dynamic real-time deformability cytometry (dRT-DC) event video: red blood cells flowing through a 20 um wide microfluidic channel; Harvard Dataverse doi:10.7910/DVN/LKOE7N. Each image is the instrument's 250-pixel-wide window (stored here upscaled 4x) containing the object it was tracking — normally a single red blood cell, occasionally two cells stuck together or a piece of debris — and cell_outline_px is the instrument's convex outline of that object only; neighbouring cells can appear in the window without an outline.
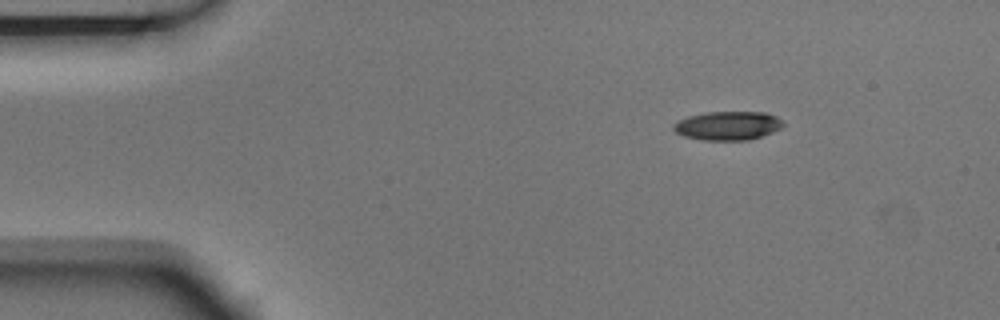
{"species": "Egyptian fruit bat (a non-hibernating species)", "species_latin": "Rousettus aegyptiacus", "temperature_condition": "room temperature", "stored_images_in_passage": 3, "camera_frame_rate_fps": 3000, "um_per_image_px": 0.085, "animal": {"sex": "male"}, "frame": {"image": 1, "passage_image": 1, "time_ms": 0.0, "image_size_px": [1000, 320], "cell_outline_px": [[784, 124], [780, 128], [772, 132], [748, 140], [704, 140], [684, 136], [676, 132], [672, 128], [672, 124], [688, 116], [704, 112], [764, 112], [776, 116]], "centroid_in_image_um": [61.83, 10.68], "position_along_channel_um": 23.2, "area_um2": 18.26}}
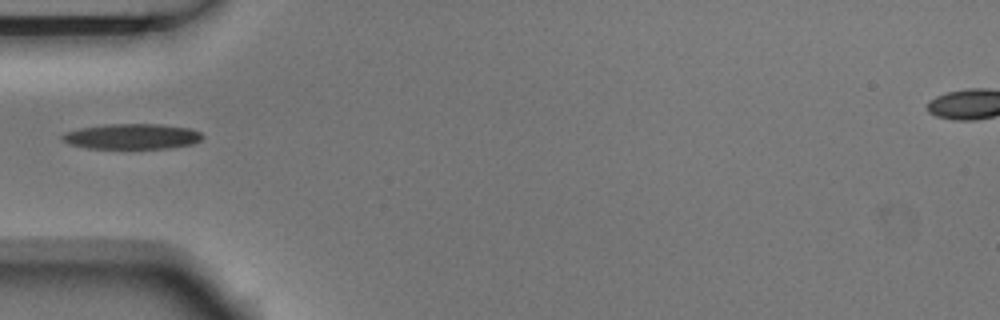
{"frame": {"image": 2, "passage_image": 3, "time_ms": 0.667, "image_size_px": [1000, 320], "cell_outline_px": [[204, 136], [200, 140], [192, 144], [172, 148], [88, 148], [68, 144], [60, 140], [60, 136], [64, 132], [80, 128], [104, 124], [160, 124], [188, 128], [200, 132]], "centroid_in_image_um": [11.17, 11.59], "position_along_channel_um": 73.8, "area_um2": 20.87}}